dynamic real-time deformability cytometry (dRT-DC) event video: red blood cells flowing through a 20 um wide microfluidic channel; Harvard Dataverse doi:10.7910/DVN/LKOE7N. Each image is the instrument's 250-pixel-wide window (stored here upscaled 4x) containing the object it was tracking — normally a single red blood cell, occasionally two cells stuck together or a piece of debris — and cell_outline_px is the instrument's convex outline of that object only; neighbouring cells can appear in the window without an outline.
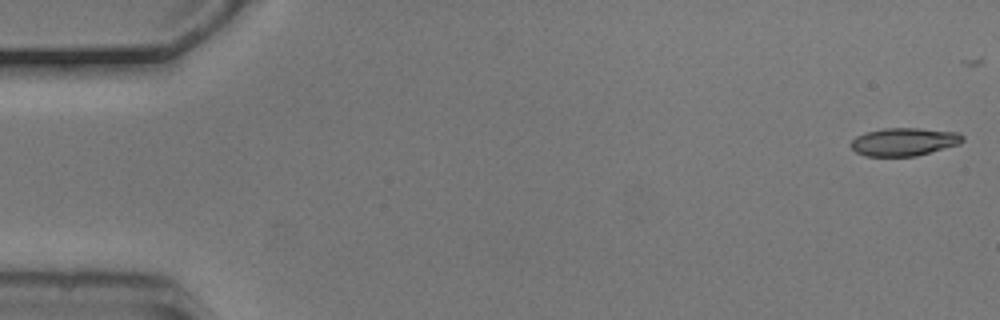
{"species": "common noctule bat (a hibernating species)", "species_latin": "Nyctalus noctula", "temperature_condition": "cold", "stored_images_in_passage": 10, "camera_frame_rate_fps": 3000, "um_per_image_px": 0.085, "animal": {"sex": "male", "body_mass_g": 20.5, "forearm_length_mm": 52.5}, "frame": {"image": 1, "passage_image": 1, "time_ms": 0.0, "image_size_px": [1000, 320], "cell_outline_px": [[964, 140], [960, 144], [916, 156], [864, 156], [856, 152], [848, 144], [856, 136], [868, 132], [884, 128], [920, 128], [960, 132], [964, 136]], "centroid_in_image_um": [76.86, 12.05], "position_along_channel_um": 8.1, "area_um2": 18.38}}